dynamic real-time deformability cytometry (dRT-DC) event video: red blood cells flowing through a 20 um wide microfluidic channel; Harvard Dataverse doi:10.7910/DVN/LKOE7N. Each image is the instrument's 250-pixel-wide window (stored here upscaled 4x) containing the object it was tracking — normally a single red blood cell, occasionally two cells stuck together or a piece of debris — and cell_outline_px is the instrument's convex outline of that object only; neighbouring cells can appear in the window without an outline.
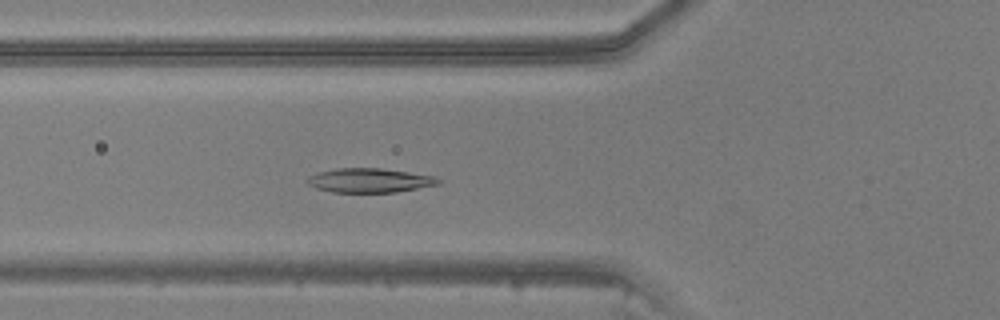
{"species": "common noctule bat (a hibernating species)", "species_latin": "Nyctalus noctula", "temperature_condition": "warm", "stored_images_in_passage": 47, "camera_frame_rate_fps": 3000, "um_per_image_px": 0.085, "animal": {"sex": "male", "body_mass_g": 20.5, "forearm_length_mm": 52.5}, "frame": {"image": 1, "passage_image": 17, "time_ms": 5.333, "image_size_px": [1000, 320], "cell_outline_px": [[440, 184], [396, 192], [332, 192], [316, 188], [308, 184], [304, 180], [308, 176], [320, 172], [336, 168], [380, 168], [436, 176], [440, 180]], "centroid_in_image_um": [31.4, 15.33], "position_along_channel_um": 94.4, "area_um2": 18.5}}
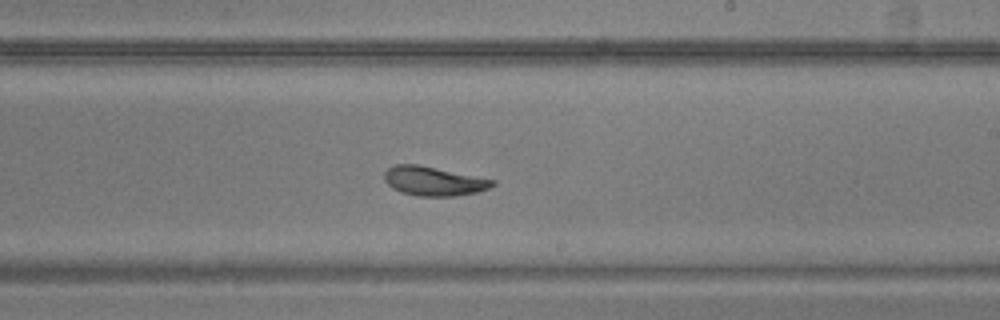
{"frame": {"image": 2, "passage_image": 28, "time_ms": 9.0, "image_size_px": [1000, 320], "cell_outline_px": [[496, 184], [488, 188], [476, 192], [452, 196], [416, 196], [400, 192], [392, 188], [384, 180], [384, 172], [388, 168], [396, 164], [416, 164], [496, 180]], "centroid_in_image_um": [36.83, 15.4], "position_along_channel_um": 252.2, "area_um2": 18.26}}
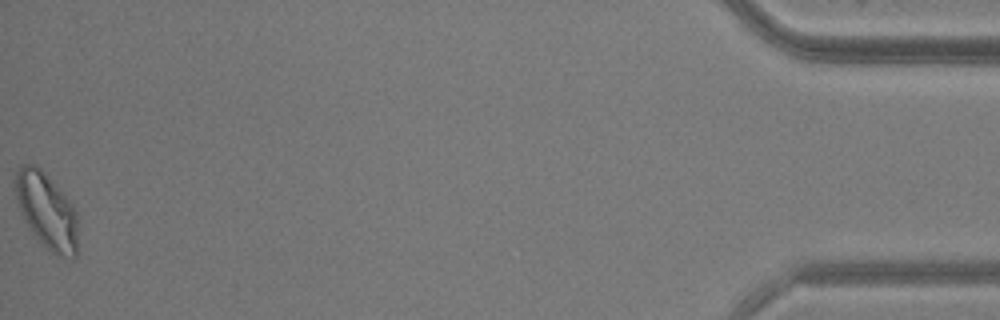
{"frame": {"image": 3, "passage_image": 47, "time_ms": 15.333, "image_size_px": [1000, 320], "cell_outline_px": [[76, 256], [72, 260], [56, 256], [40, 244], [28, 224], [20, 208], [16, 196], [12, 180], [16, 172], [24, 164], [36, 164], [40, 168], [72, 204], [76, 212]], "centroid_in_image_um": [3.95, 17.94], "position_along_channel_um": 431.2, "area_um2": 27.4}}